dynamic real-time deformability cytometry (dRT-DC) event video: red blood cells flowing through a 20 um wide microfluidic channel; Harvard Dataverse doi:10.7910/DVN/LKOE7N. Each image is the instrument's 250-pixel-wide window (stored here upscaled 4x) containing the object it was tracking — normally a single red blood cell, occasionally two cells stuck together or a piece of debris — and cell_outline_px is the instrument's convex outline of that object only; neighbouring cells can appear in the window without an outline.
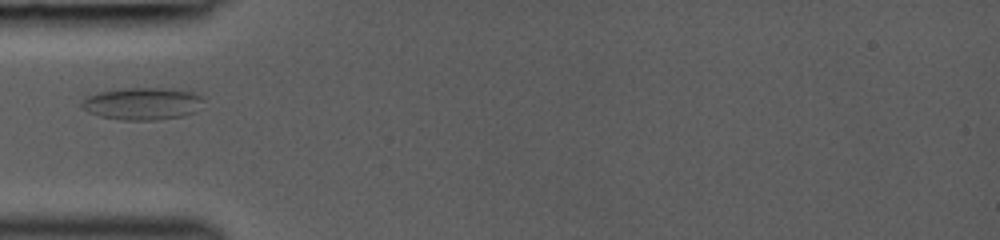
{"species": "common noctule bat (a hibernating species)", "species_latin": "Nyctalus noctula", "temperature_condition": "room temperature", "stored_images_in_passage": 8, "camera_frame_rate_fps": 3000, "um_per_image_px": 0.085, "animal": {"sex": "female", "body_mass_g": 19.0, "forearm_length_mm": 53.3}, "frame": {"image": 1, "passage_image": 1, "time_ms": 0.0, "image_size_px": [1000, 240], "cell_outline_px": [[204, 100], [196, 112], [184, 116], [156, 120], [124, 120], [100, 116], [88, 112], [80, 104], [88, 96], [100, 92], [128, 88], [156, 88], [192, 92], [200, 96]], "centroid_in_image_um": [12.13, 8.83], "position_along_channel_um": 72.9, "area_um2": 22.6}}
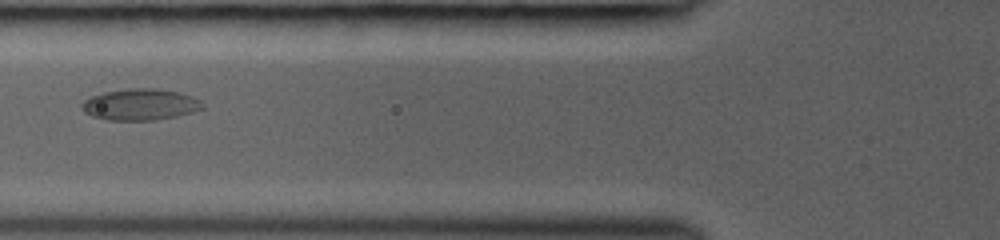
{"frame": {"image": 2, "passage_image": 7, "time_ms": 1.0, "image_size_px": [1000, 240], "cell_outline_px": [[204, 108], [192, 112], [176, 116], [156, 120], [108, 120], [92, 116], [84, 112], [80, 104], [84, 100], [92, 96], [104, 92], [128, 88], [156, 88], [176, 92], [200, 100], [204, 104]], "centroid_in_image_um": [11.89, 8.89], "position_along_channel_um": 113.9, "area_um2": 21.96}}